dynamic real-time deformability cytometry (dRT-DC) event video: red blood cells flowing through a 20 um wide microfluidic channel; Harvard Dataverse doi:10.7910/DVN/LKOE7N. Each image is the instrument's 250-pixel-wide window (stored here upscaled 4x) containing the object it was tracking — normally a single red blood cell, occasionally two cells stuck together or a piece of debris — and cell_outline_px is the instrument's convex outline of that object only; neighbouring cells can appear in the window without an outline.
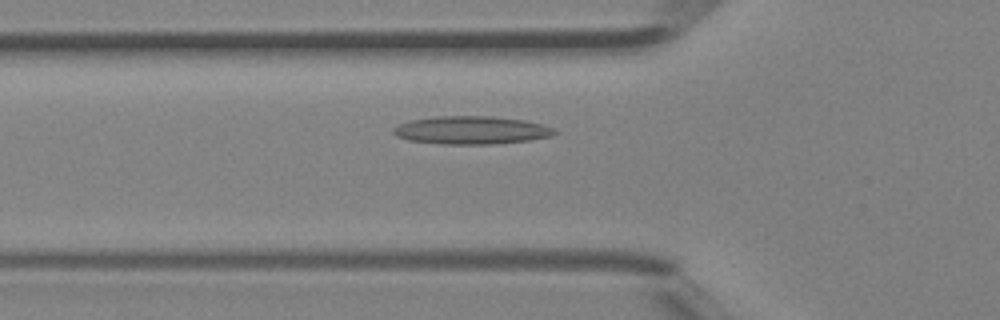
{"species": "Egyptian fruit bat (a non-hibernating species)", "species_latin": "Rousettus aegyptiacus", "temperature_condition": "room temperature", "stored_images_in_passage": 34, "camera_frame_rate_fps": 3000, "um_per_image_px": 0.085, "animal": {"sex": "female"}, "frame": {"image": 1, "passage_image": 4, "time_ms": 1.0, "image_size_px": [1000, 320], "cell_outline_px": [[556, 132], [552, 136], [528, 140], [492, 144], [440, 144], [408, 140], [396, 136], [392, 132], [392, 128], [400, 124], [412, 120], [436, 116], [492, 116], [524, 120], [556, 128]], "centroid_in_image_um": [40.05, 11.06], "position_along_channel_um": 85.7, "area_um2": 26.3}}
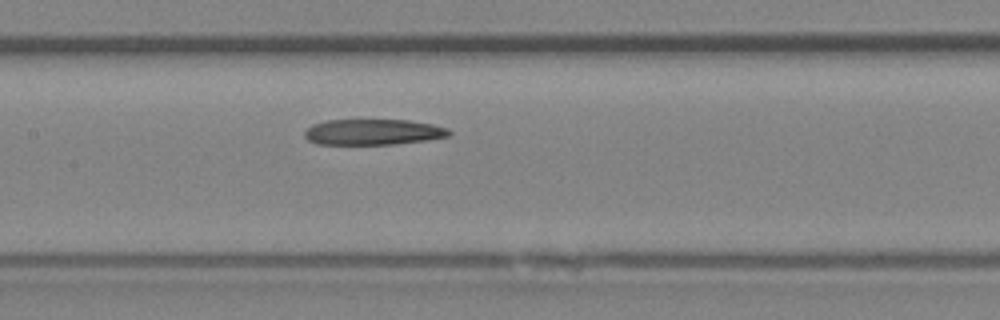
{"frame": {"image": 2, "passage_image": 10, "time_ms": 3.0, "image_size_px": [1000, 320], "cell_outline_px": [[452, 132], [448, 136], [428, 140], [392, 144], [316, 144], [308, 140], [304, 136], [304, 132], [312, 124], [324, 120], [408, 120], [432, 124], [448, 128]], "centroid_in_image_um": [31.7, 11.22], "position_along_channel_um": 175.7, "area_um2": 21.73}}
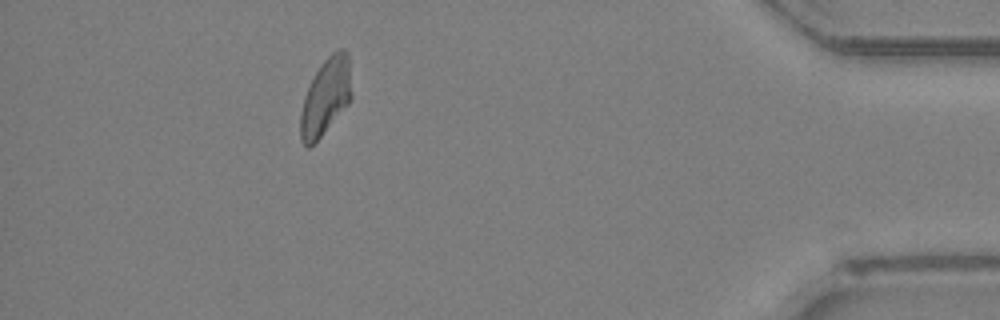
{"frame": {"image": 3, "passage_image": 29, "time_ms": 9.333, "image_size_px": [1000, 320], "cell_outline_px": [[352, 100], [320, 136], [308, 148], [300, 140], [300, 112], [304, 96], [316, 72], [324, 60], [332, 52], [340, 48], [344, 48], [348, 52], [352, 96]], "centroid_in_image_um": [27.69, 8.2], "position_along_channel_um": 407.5, "area_um2": 22.72}}